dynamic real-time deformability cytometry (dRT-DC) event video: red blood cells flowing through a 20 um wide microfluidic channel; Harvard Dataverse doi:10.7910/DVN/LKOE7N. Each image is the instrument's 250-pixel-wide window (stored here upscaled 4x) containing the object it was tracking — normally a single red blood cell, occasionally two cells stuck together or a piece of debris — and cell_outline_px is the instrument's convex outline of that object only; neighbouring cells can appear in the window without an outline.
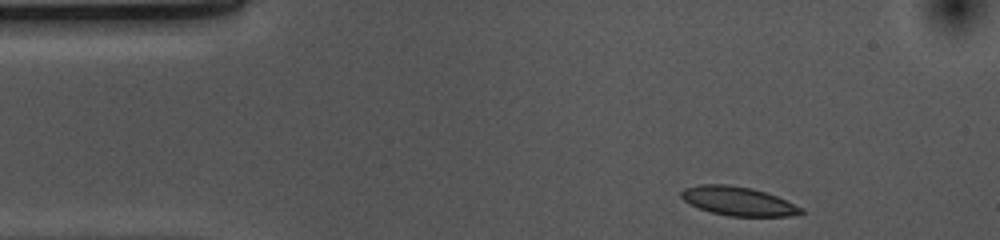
{"species": "common noctule bat (a hibernating species)", "species_latin": "Nyctalus noctula", "temperature_condition": "cold", "stored_images_in_passage": 37, "camera_frame_rate_fps": 3000, "um_per_image_px": 0.085, "animal": {"sex": "female", "body_mass_g": 10.0, "forearm_length_mm": 53.1}, "frame": {"image": 1, "passage_image": 1, "time_ms": 0.0, "image_size_px": [1000, 240], "cell_outline_px": [[804, 212], [788, 216], [728, 216], [712, 212], [700, 208], [684, 200], [680, 196], [680, 192], [684, 188], [700, 184], [728, 184], [752, 188], [776, 196], [804, 208]], "centroid_in_image_um": [62.74, 17.09], "position_along_channel_um": 22.3, "area_um2": 20.0}}
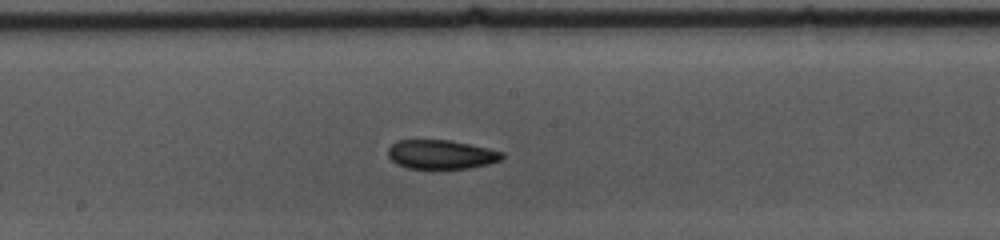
{"frame": {"image": 2, "passage_image": 21, "time_ms": 6.667, "image_size_px": [1000, 240], "cell_outline_px": [[504, 156], [500, 160], [488, 164], [468, 168], [408, 168], [396, 164], [388, 156], [388, 148], [396, 140], [448, 140], [488, 148], [504, 152]], "centroid_in_image_um": [37.48, 13.12], "position_along_channel_um": 210.7, "area_um2": 19.19}}
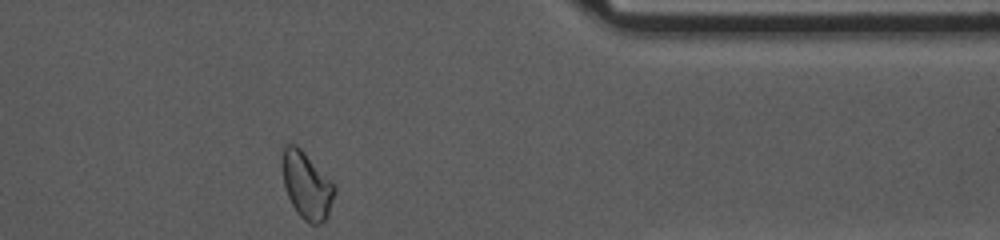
{"frame": {"image": 3, "passage_image": 37, "time_ms": 12.0, "image_size_px": [1000, 240], "cell_outline_px": [[336, 188], [328, 216], [324, 224], [312, 224], [304, 220], [296, 212], [288, 196], [284, 184], [284, 144], [296, 144], [336, 184]], "centroid_in_image_um": [26.12, 15.8], "position_along_channel_um": 385.3, "area_um2": 20.17}}